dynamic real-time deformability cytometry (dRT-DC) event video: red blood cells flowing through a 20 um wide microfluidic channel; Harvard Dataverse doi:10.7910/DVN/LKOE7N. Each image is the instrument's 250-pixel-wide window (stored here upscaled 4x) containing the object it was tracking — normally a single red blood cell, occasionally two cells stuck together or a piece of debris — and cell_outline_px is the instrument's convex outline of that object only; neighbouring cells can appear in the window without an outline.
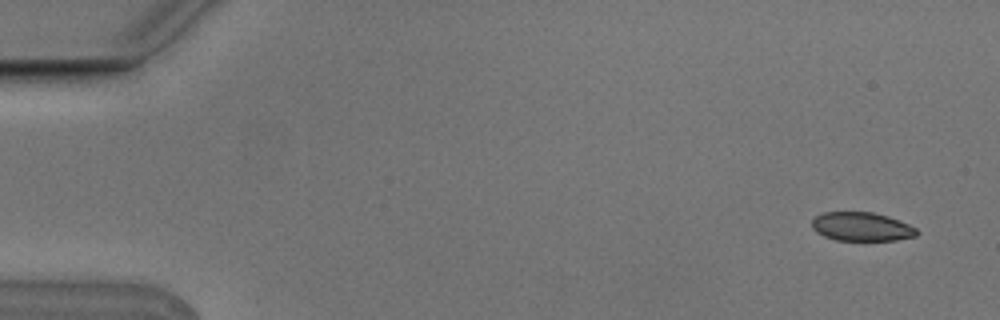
{"species": "Egyptian fruit bat (a non-hibernating species)", "species_latin": "Rousettus aegyptiacus", "temperature_condition": "cold", "stored_images_in_passage": 4, "camera_frame_rate_fps": 3000, "um_per_image_px": 0.085, "animal": {"sex": "male"}, "frame": {"image": 1, "passage_image": 1, "time_ms": 0.0, "image_size_px": [1000, 320], "cell_outline_px": [[920, 232], [916, 236], [896, 240], [836, 240], [824, 236], [816, 232], [812, 228], [812, 220], [816, 216], [824, 212], [872, 212], [888, 216], [908, 224], [916, 228]], "centroid_in_image_um": [73.24, 19.27], "position_along_channel_um": 11.8, "area_um2": 17.57}}
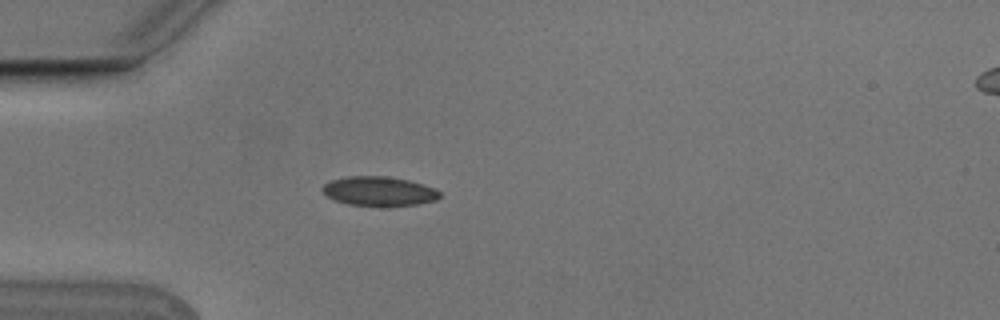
{"frame": {"image": 2, "passage_image": 4, "time_ms": 1.0, "image_size_px": [1000, 320], "cell_outline_px": [[440, 196], [436, 200], [416, 204], [380, 208], [348, 204], [336, 200], [328, 196], [320, 188], [324, 184], [332, 180], [348, 176], [388, 176], [408, 180], [436, 188], [440, 192]], "centroid_in_image_um": [32.23, 16.27], "position_along_channel_um": 52.8, "area_um2": 20.4}}